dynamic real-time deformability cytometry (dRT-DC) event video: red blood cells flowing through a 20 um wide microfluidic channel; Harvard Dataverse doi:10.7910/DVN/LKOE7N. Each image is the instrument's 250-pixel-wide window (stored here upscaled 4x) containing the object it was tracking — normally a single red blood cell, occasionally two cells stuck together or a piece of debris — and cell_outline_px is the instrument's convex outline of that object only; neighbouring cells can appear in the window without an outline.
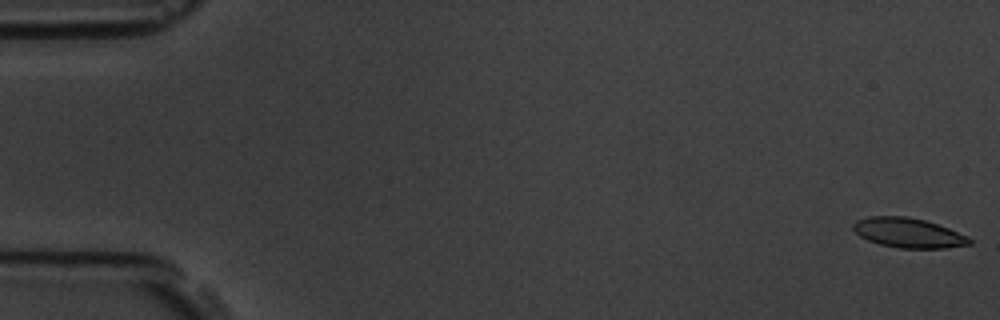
{"species": "common noctule bat (a hibernating species)", "species_latin": "Nyctalus noctula", "temperature_condition": "room temperature", "stored_images_in_passage": 3, "camera_frame_rate_fps": 3000, "um_per_image_px": 0.085, "animal": {"sex": "male", "body_mass_g": 19.5, "forearm_length_mm": 54.6}, "frame": {"image": 1, "passage_image": 1, "time_ms": 0.0, "image_size_px": [1000, 320], "cell_outline_px": [[972, 244], [944, 248], [900, 248], [880, 244], [868, 240], [860, 236], [852, 228], [852, 224], [856, 220], [868, 216], [904, 216], [924, 220], [948, 228], [972, 240]], "centroid_in_image_um": [77.15, 19.79], "position_along_channel_um": 7.8, "area_um2": 19.88}}